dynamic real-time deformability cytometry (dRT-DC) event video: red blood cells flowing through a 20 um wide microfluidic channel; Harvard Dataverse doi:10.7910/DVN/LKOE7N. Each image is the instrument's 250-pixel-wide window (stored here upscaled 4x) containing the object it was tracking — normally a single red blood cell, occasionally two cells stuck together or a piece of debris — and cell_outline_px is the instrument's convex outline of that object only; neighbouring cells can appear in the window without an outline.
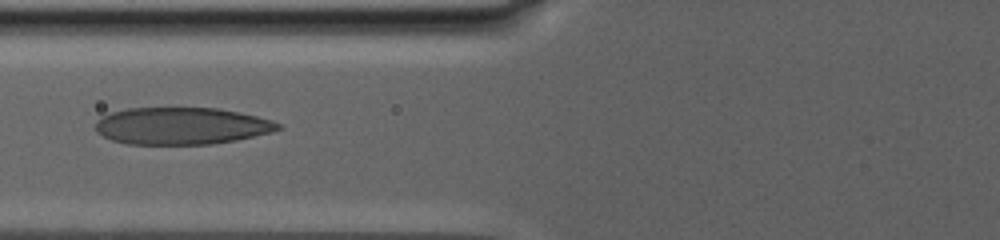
{"species": "human", "species_latin": "Homo sapiens", "temperature_condition": "warm", "stored_images_in_passage": 53, "camera_frame_rate_fps": 3000, "um_per_image_px": 0.085, "donor": {"sex": "male"}, "frame": {"image": 1, "passage_image": 24, "time_ms": 13.333, "image_size_px": [1000, 240], "cell_outline_px": [[284, 128], [272, 132], [236, 140], [212, 144], [128, 144], [112, 140], [96, 132], [96, 120], [100, 116], [112, 112], [128, 108], [216, 108], [256, 116], [272, 120], [280, 124]], "centroid_in_image_um": [15.42, 10.7], "position_along_channel_um": 110.4, "area_um2": 39.42}}
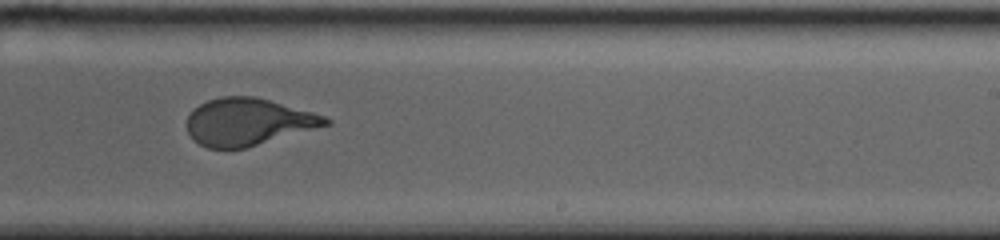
{"frame": {"image": 2, "passage_image": 32, "time_ms": 19.667, "image_size_px": [1000, 240], "cell_outline_px": [[332, 124], [244, 148], [208, 148], [200, 144], [188, 132], [188, 116], [200, 104], [208, 100], [220, 96], [256, 96], [312, 112], [324, 116], [332, 120]], "centroid_in_image_um": [21.11, 10.35], "position_along_channel_um": 267.9, "area_um2": 37.69}}
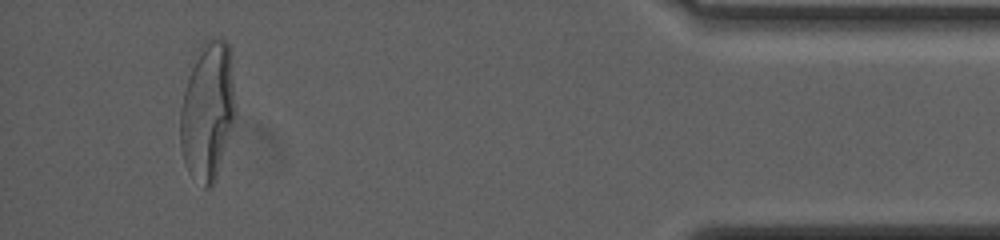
{"frame": {"image": 3, "passage_image": 50, "time_ms": 27.667, "image_size_px": [1000, 240], "cell_outline_px": [[232, 124], [216, 180], [208, 188], [204, 188], [188, 172], [184, 164], [180, 148], [180, 108], [192, 56], [196, 48], [204, 40], [212, 36], [224, 40], [228, 44], [232, 80]], "centroid_in_image_um": [17.57, 9.41], "position_along_channel_um": 417.6, "area_um2": 44.16}, "authors_computed_cell_mechanics": {"area_um2": 40.4022, "velocity_mm_per_s": 2.4879, "shape_relaxation_time_tau1_ms": 9.7705, "shape_relaxation_time_tau2_ms": null, "deformation_change_tau1": 0.2721, "deformation_change_tau2": null}}